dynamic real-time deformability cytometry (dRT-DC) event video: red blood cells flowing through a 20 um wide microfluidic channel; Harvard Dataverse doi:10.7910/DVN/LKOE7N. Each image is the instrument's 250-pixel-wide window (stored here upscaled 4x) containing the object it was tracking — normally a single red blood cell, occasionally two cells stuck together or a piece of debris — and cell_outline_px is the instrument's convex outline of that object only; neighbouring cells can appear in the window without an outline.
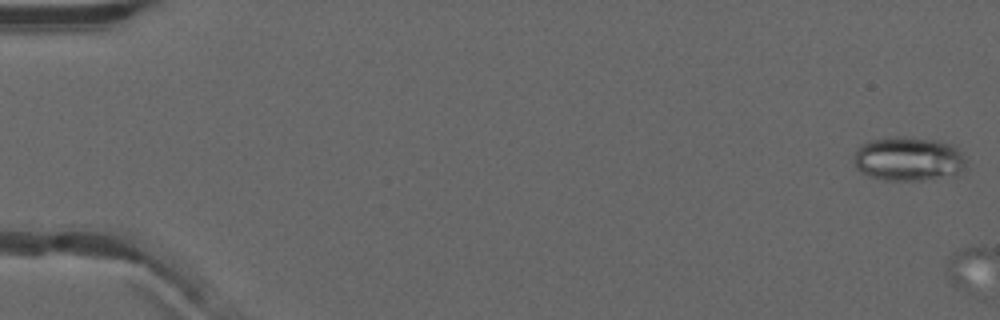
{"species": "common noctule bat (a hibernating species)", "species_latin": "Nyctalus noctula", "temperature_condition": "warm", "stored_images_in_passage": 3, "camera_frame_rate_fps": 3000, "um_per_image_px": 0.085, "animal": {"sex": "male", "forearm_length_mm": 52.5}, "frame": {"image": 1, "passage_image": 1, "time_ms": 0.0, "image_size_px": [1000, 320], "cell_outline_px": [[968, 168], [956, 176], [924, 180], [884, 180], [868, 176], [860, 172], [856, 168], [856, 148], [860, 144], [868, 140], [884, 136], [904, 136], [940, 140], [952, 144], [968, 160]], "centroid_in_image_um": [77.28, 13.5], "position_along_channel_um": 7.7, "area_um2": 29.82}}